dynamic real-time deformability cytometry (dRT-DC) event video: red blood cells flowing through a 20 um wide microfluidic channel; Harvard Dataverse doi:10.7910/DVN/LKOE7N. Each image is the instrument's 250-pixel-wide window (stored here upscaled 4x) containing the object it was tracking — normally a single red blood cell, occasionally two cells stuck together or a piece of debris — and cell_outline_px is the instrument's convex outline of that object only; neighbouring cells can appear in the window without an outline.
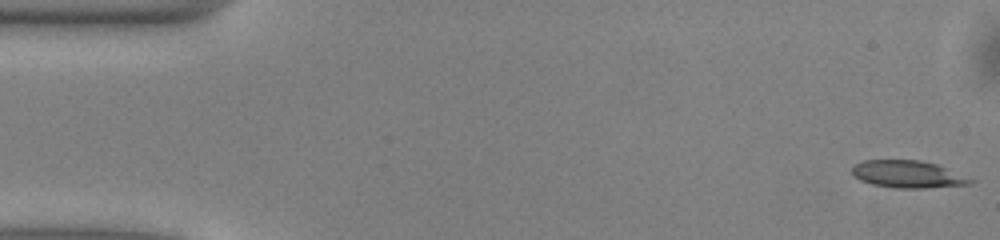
{"species": "common noctule bat (a hibernating species)", "species_latin": "Nyctalus noctula", "temperature_condition": "warm", "stored_images_in_passage": 50, "camera_frame_rate_fps": 3000, "um_per_image_px": 0.085, "animal": {"sex": "male", "body_mass_g": 13.0, "forearm_length_mm": 53.1}, "frame": {"image": 1, "passage_image": 1, "time_ms": 0.0, "image_size_px": [1000, 240], "cell_outline_px": [[976, 180], [972, 184], [928, 188], [896, 188], [872, 184], [860, 180], [852, 176], [852, 168], [856, 164], [864, 160], [920, 160], [936, 164]], "centroid_in_image_um": [77.17, 14.82], "position_along_channel_um": 7.8, "area_um2": 18.84}}
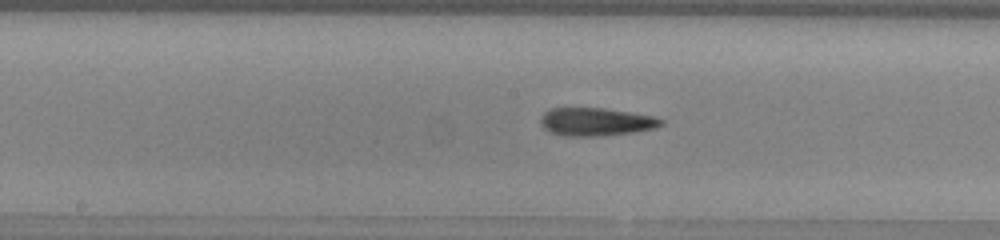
{"frame": {"image": 2, "passage_image": 25, "time_ms": 8.0, "image_size_px": [1000, 240], "cell_outline_px": [[664, 124], [656, 128], [632, 132], [600, 136], [564, 136], [548, 132], [540, 124], [540, 116], [548, 108], [604, 108], [652, 116], [664, 120]], "centroid_in_image_um": [50.61, 10.35], "position_along_channel_um": 197.6, "area_um2": 19.83}}
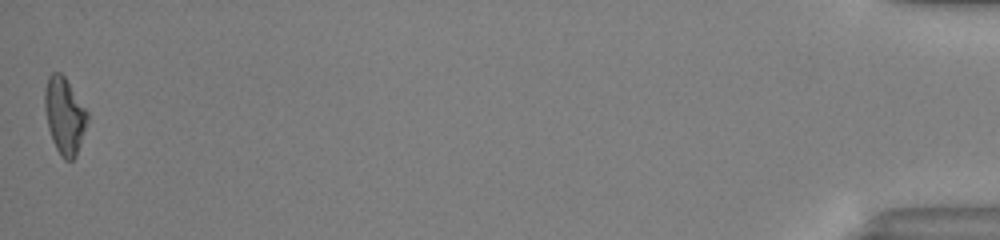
{"frame": {"image": 3, "passage_image": 50, "time_ms": 16.333, "image_size_px": [1000, 240], "cell_outline_px": [[88, 120], [76, 156], [72, 160], [64, 160], [60, 156], [52, 140], [48, 128], [44, 108], [44, 92], [48, 76], [52, 72], [60, 72], [64, 76], [88, 112]], "centroid_in_image_um": [5.47, 9.84], "position_along_channel_um": 429.7, "area_um2": 19.02}, "authors_computed_cell_mechanics": {"area_um2": 19.2763, "velocity_mm_per_s": 4.0442, "shape_relaxation_time_tau1_ms": 5.4063, "shape_relaxation_time_tau2_ms": 2.2692, "deformation_change_tau1": 0.17, "deformation_change_tau2": 0.1143}}